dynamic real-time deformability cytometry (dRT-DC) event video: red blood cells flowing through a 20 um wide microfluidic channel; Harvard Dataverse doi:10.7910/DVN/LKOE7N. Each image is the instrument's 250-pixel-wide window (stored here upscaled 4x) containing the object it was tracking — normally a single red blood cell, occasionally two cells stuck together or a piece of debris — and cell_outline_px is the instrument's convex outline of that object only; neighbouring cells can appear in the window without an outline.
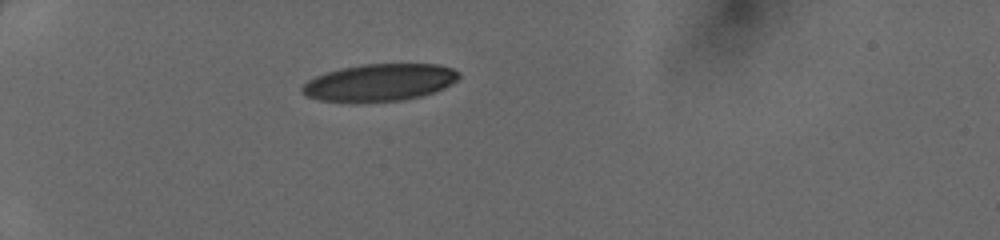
{"species": "human", "species_latin": "Homo sapiens", "temperature_condition": "cold", "stored_images_in_passage": 27, "camera_frame_rate_fps": 3000, "um_per_image_px": 0.085, "donor": {"sex": "female"}, "frame": {"image": 1, "passage_image": 1, "time_ms": 0.0, "image_size_px": [1000, 240], "cell_outline_px": [[460, 76], [452, 84], [444, 88], [420, 96], [404, 100], [356, 104], [320, 100], [308, 96], [300, 92], [300, 88], [308, 80], [316, 76], [340, 68], [364, 64], [436, 64], [452, 68], [460, 72]], "centroid_in_image_um": [32.24, 7.04], "position_along_channel_um": 52.8, "area_um2": 34.45}}
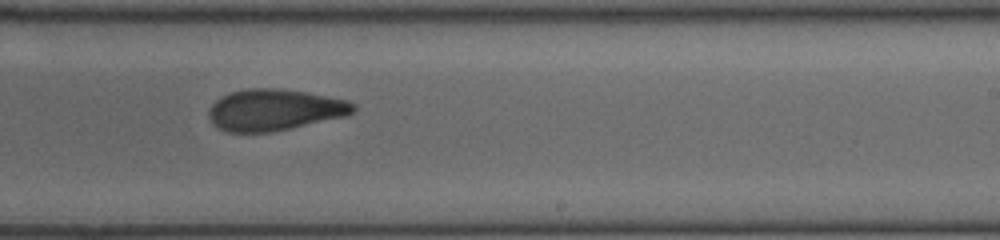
{"frame": {"image": 2, "passage_image": 14, "time_ms": 4.333, "image_size_px": [1000, 240], "cell_outline_px": [[356, 108], [348, 116], [272, 132], [228, 132], [212, 124], [208, 116], [208, 108], [220, 96], [232, 92], [248, 88], [280, 88], [308, 92], [348, 100], [356, 104]], "centroid_in_image_um": [23.34, 9.33], "position_along_channel_um": 265.7, "area_um2": 35.2}}
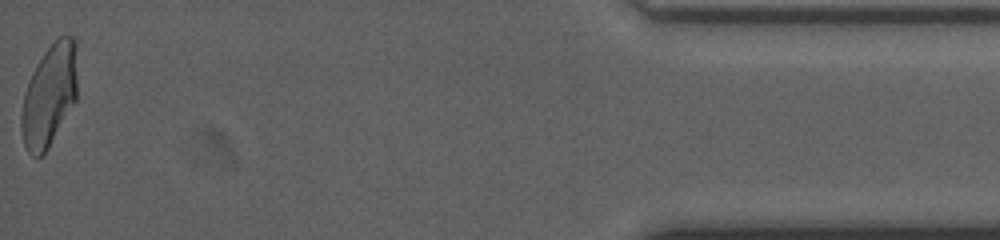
{"frame": {"image": 3, "passage_image": 27, "time_ms": 8.667, "image_size_px": [1000, 240], "cell_outline_px": [[76, 100], [48, 148], [36, 160], [28, 152], [24, 144], [20, 128], [20, 116], [24, 92], [32, 72], [36, 64], [44, 52], [60, 36], [72, 36], [76, 40]], "centroid_in_image_um": [4.17, 8.13], "position_along_channel_um": 431.0, "area_um2": 33.29}}